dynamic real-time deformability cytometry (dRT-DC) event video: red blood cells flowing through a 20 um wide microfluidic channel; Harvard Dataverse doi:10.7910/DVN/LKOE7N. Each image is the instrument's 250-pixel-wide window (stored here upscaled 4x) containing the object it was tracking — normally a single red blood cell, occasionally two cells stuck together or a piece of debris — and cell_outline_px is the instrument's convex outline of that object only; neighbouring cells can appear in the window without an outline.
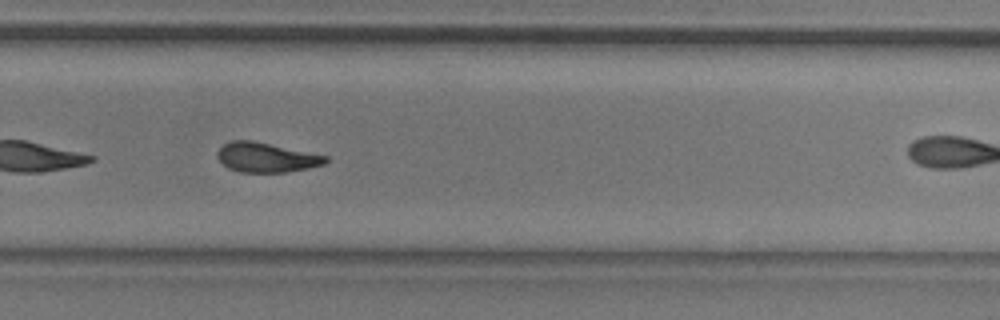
{"species": "common noctule bat (a hibernating species)", "species_latin": "Nyctalus noctula", "temperature_condition": "room temperature", "stored_images_in_passage": 27, "camera_frame_rate_fps": 3000, "um_per_image_px": 0.085, "animal": {"sex": "male", "body_mass_g": 20.5, "forearm_length_mm": 52.5}, "frame": {"image": 1, "passage_image": 20, "time_ms": 6.333, "image_size_px": [1000, 320], "cell_outline_px": [[328, 160], [324, 164], [308, 168], [288, 172], [240, 172], [228, 168], [216, 156], [216, 152], [224, 144], [232, 140], [252, 140], [328, 156]], "centroid_in_image_um": [22.62, 13.38], "position_along_channel_um": 307.2, "area_um2": 18.61}}